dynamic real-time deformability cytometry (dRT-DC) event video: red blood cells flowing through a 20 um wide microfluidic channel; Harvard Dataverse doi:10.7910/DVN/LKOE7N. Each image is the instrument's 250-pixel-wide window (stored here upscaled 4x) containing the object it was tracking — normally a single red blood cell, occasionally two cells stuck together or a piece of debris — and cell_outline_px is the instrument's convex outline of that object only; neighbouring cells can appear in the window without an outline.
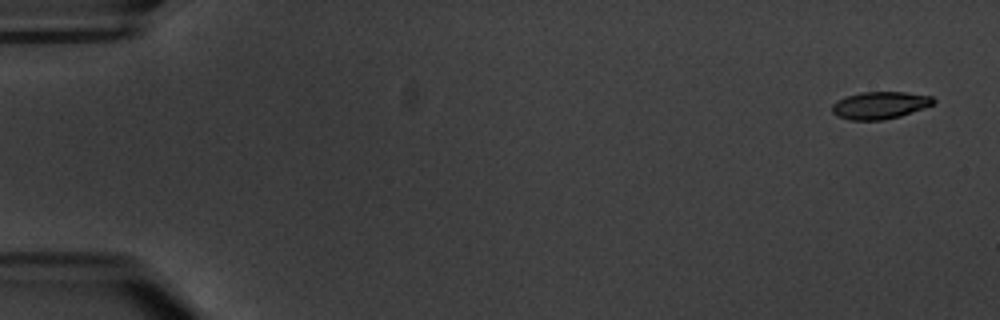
{"species": "common noctule bat (a hibernating species)", "species_latin": "Nyctalus noctula", "temperature_condition": "warm", "stored_images_in_passage": 6, "segment_of_instrument_passage": [1, 2], "camera_frame_rate_fps": 3000, "um_per_image_px": 0.085, "animal": {"sex": "male", "body_mass_g": 20.1, "forearm_length_mm": 53.5}, "frame": {"image": 1, "passage_image": 1, "time_ms": 0.0, "image_size_px": [1000, 320], "cell_outline_px": [[936, 100], [932, 104], [924, 108], [900, 116], [884, 120], [852, 120], [840, 116], [832, 112], [832, 104], [836, 100], [844, 96], [860, 92], [904, 92], [932, 96]], "centroid_in_image_um": [74.78, 8.94], "position_along_channel_um": 10.2, "area_um2": 16.13}}